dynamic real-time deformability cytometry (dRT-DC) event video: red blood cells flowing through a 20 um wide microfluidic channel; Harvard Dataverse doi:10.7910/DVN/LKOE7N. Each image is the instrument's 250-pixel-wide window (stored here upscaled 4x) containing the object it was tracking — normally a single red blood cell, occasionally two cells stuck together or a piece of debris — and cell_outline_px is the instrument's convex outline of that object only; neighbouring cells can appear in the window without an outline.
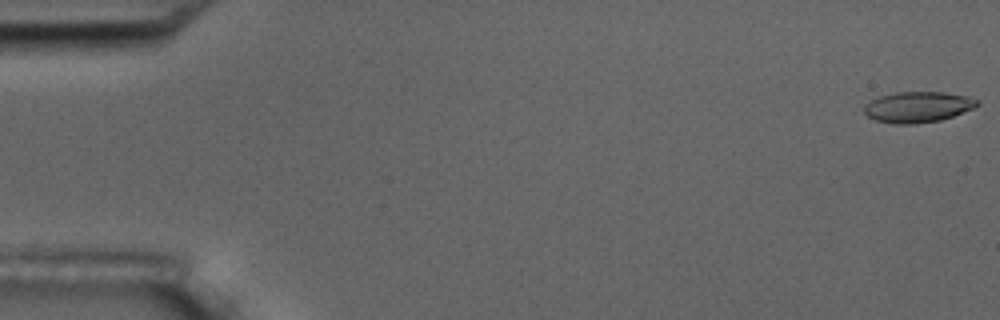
{"species": "common noctule bat (a hibernating species)", "species_latin": "Nyctalus noctula", "temperature_condition": "room temperature", "stored_images_in_passage": 7, "camera_frame_rate_fps": 3000, "um_per_image_px": 0.085, "animal": {"sex": "male", "body_mass_g": 17.5, "forearm_length_mm": 52.3}, "frame": {"image": 1, "passage_image": 1, "time_ms": 0.0, "image_size_px": [1000, 320], "cell_outline_px": [[980, 104], [972, 108], [952, 116], [940, 120], [916, 124], [892, 124], [876, 120], [868, 116], [864, 112], [864, 104], [880, 96], [896, 92], [944, 92], [968, 96], [980, 100]], "centroid_in_image_um": [78.01, 9.09], "position_along_channel_um": 7.0, "area_um2": 20.29}}
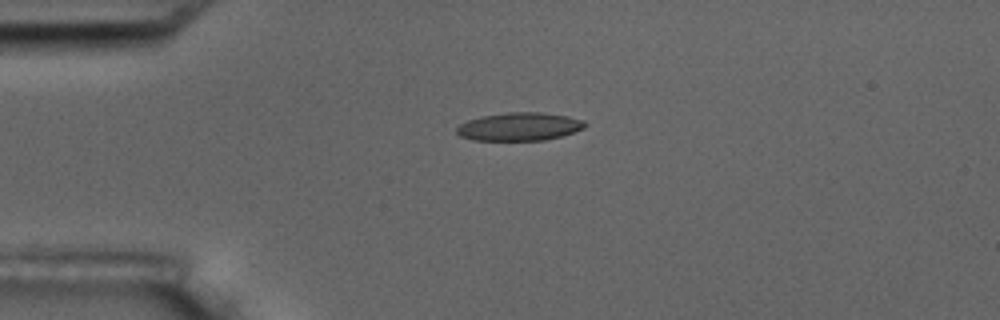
{"frame": {"image": 2, "passage_image": 5, "time_ms": 4.333, "image_size_px": [1000, 320], "cell_outline_px": [[588, 124], [584, 128], [560, 136], [544, 140], [472, 140], [460, 136], [456, 132], [456, 128], [460, 124], [468, 120], [480, 116], [508, 112], [540, 112], [568, 116], [584, 120]], "centroid_in_image_um": [44.14, 10.75], "position_along_channel_um": 40.9, "area_um2": 21.04}}